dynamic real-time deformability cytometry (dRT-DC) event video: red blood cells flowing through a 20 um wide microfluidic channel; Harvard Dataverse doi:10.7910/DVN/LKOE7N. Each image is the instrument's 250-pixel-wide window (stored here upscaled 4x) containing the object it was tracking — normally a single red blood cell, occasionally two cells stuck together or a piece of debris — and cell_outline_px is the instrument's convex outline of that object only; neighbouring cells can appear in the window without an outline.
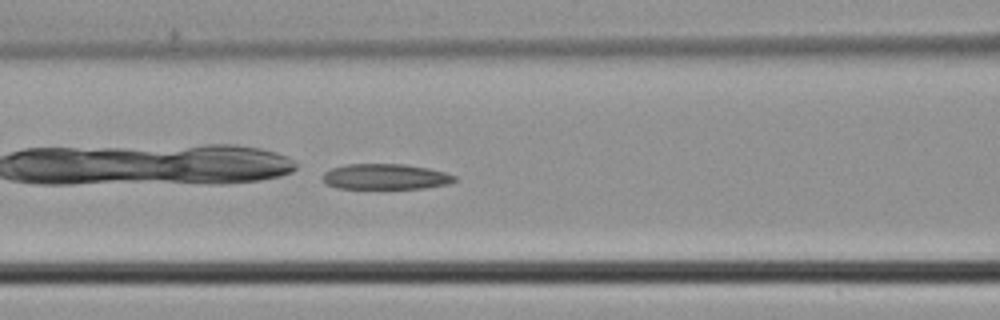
{"species": "common noctule bat (a hibernating species)", "species_latin": "Nyctalus noctula", "temperature_condition": "cold", "stored_images_in_passage": 42, "camera_frame_rate_fps": 3000, "um_per_image_px": 0.085, "animal": {"sex": "male", "body_mass_g": 21.5, "forearm_length_mm": 52.0}, "frame": {"image": 1, "passage_image": 18, "time_ms": 5.667, "image_size_px": [1000, 320], "cell_outline_px": [[456, 180], [448, 184], [424, 188], [336, 188], [328, 184], [324, 180], [324, 172], [332, 168], [348, 164], [404, 164], [428, 168], [444, 172], [456, 176]], "centroid_in_image_um": [32.79, 15.01], "position_along_channel_um": 133.8, "area_um2": 19.42}}
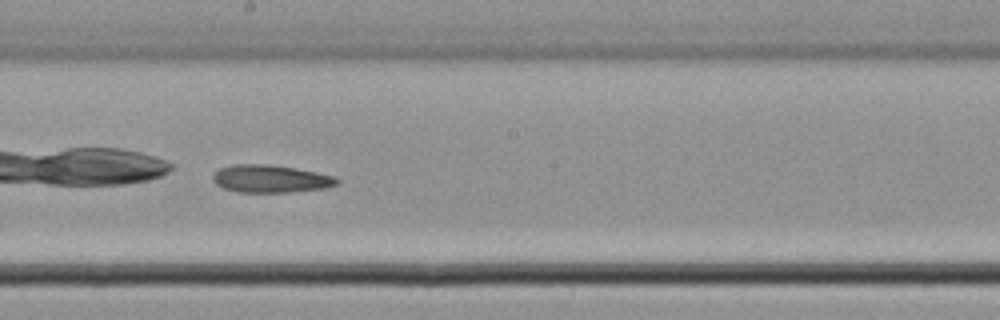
{"frame": {"image": 2, "passage_image": 24, "time_ms": 7.667, "image_size_px": [1000, 320], "cell_outline_px": [[340, 180], [336, 184], [328, 188], [288, 192], [236, 192], [224, 188], [216, 184], [212, 180], [212, 176], [220, 168], [236, 164], [264, 164], [296, 168], [336, 176]], "centroid_in_image_um": [23.02, 15.2], "position_along_channel_um": 225.2, "area_um2": 20.0}}
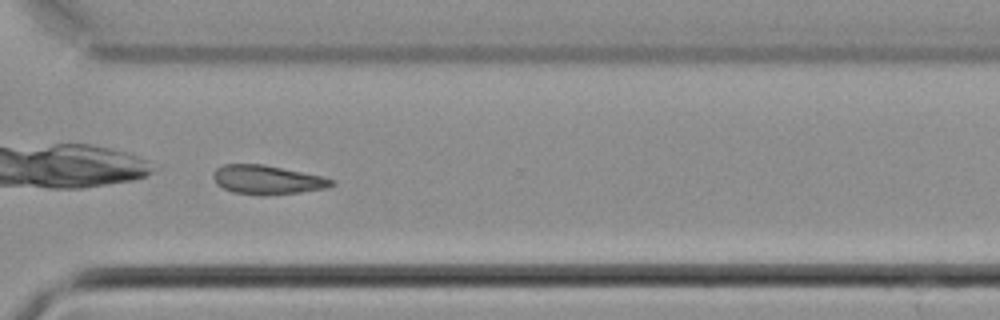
{"frame": {"image": 3, "passage_image": 32, "time_ms": 10.333, "image_size_px": [1000, 320], "cell_outline_px": [[336, 184], [328, 188], [300, 192], [268, 196], [260, 196], [232, 192], [216, 184], [212, 176], [216, 168], [224, 164], [264, 164], [324, 176], [336, 180]], "centroid_in_image_um": [22.76, 15.29], "position_along_channel_um": 347.8, "area_um2": 20.46}}